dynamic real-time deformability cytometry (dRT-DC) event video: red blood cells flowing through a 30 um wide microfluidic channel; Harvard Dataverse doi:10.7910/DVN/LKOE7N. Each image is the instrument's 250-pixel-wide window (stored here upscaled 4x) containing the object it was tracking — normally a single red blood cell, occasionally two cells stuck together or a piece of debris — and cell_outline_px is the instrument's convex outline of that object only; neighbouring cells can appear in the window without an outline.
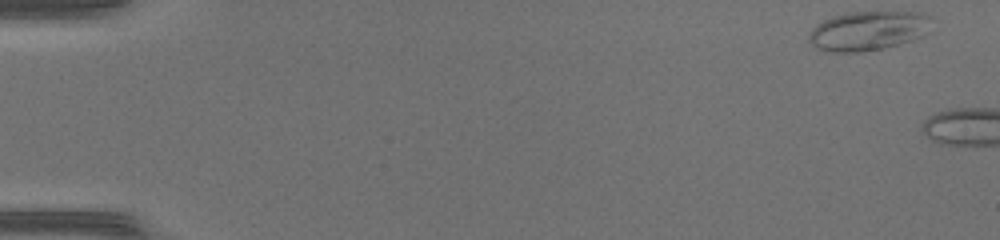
{"species": "common noctule bat (a hibernating species)", "species_latin": "Nyctalus noctula", "temperature_condition": "warm", "stored_images_in_passage": 8, "camera_frame_rate_fps": 3000, "um_per_image_px": 0.085, "animal": {"sex": "female", "body_mass_g": 17.0, "forearm_length_mm": 48.0}, "frame": {"image": 1, "passage_image": 1, "time_ms": 0.0, "image_size_px": [1000, 240], "cell_outline_px": [[932, 32], [924, 36], [900, 44], [884, 48], [856, 52], [828, 52], [816, 48], [808, 40], [808, 32], [816, 24], [832, 16], [848, 12], [920, 12], [932, 16]], "centroid_in_image_um": [73.84, 2.61], "position_along_channel_um": 11.2, "area_um2": 28.73}}